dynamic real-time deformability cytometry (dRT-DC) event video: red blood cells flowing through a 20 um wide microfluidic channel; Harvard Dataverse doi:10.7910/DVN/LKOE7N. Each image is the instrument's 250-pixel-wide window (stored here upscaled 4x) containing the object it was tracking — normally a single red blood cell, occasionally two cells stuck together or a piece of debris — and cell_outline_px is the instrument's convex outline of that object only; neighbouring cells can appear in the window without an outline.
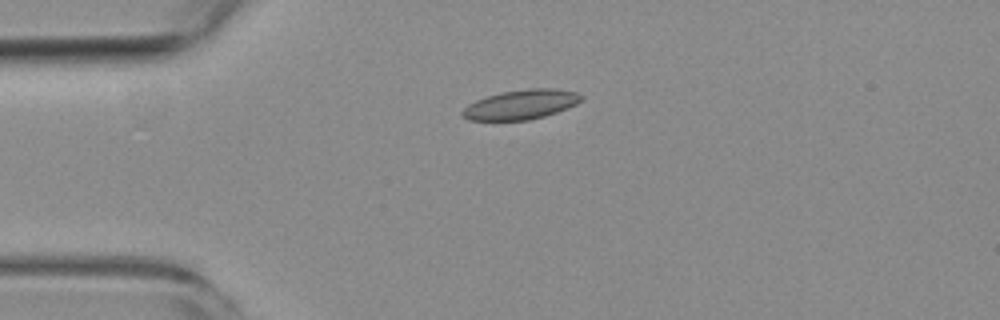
{"species": "common noctule bat (a hibernating species)", "species_latin": "Nyctalus noctula", "temperature_condition": "room temperature", "stored_images_in_passage": 1, "camera_frame_rate_fps": 3000, "um_per_image_px": 0.085, "animal": {"sex": "female", "body_mass_g": 19.3, "forearm_length_mm": 54.1}, "frame": {"image": 1, "passage_image": 1, "time_ms": 0.0, "image_size_px": [1000, 320], "cell_outline_px": [[584, 96], [576, 104], [568, 108], [544, 116], [528, 120], [468, 120], [460, 112], [468, 104], [476, 100], [500, 92], [528, 88], [552, 88], [576, 92]], "centroid_in_image_um": [44.28, 8.88], "position_along_channel_um": 40.7, "area_um2": 20.4}}